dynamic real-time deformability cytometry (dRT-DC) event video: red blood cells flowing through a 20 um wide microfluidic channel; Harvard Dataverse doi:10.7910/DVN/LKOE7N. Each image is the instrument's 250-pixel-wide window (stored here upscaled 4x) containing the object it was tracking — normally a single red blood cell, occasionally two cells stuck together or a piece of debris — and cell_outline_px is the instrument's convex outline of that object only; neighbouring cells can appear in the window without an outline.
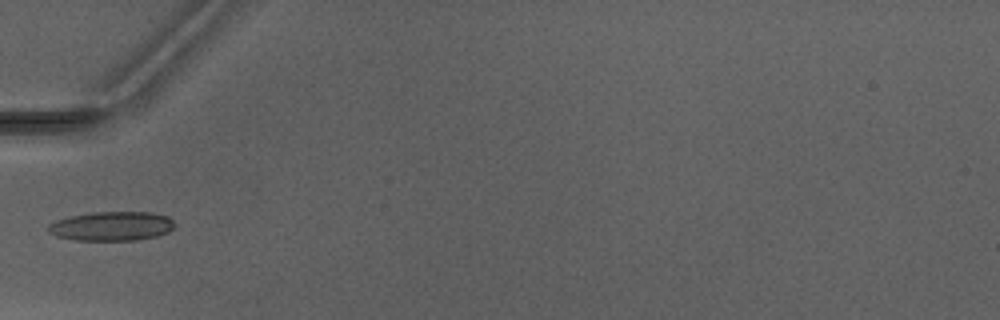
{"species": "Egyptian fruit bat (a non-hibernating species)", "species_latin": "Rousettus aegyptiacus", "temperature_condition": "warm", "stored_images_in_passage": 7, "camera_frame_rate_fps": 3000, "um_per_image_px": 0.085, "animal": {"sex": "male"}, "frame": {"image": 1, "passage_image": 6, "time_ms": 6.0, "image_size_px": [1000, 320], "cell_outline_px": [[172, 228], [168, 232], [156, 236], [140, 240], [76, 240], [56, 236], [48, 232], [48, 224], [56, 220], [68, 216], [92, 212], [152, 212], [168, 216], [172, 220]], "centroid_in_image_um": [9.46, 19.22], "position_along_channel_um": 75.5, "area_um2": 21.56}}
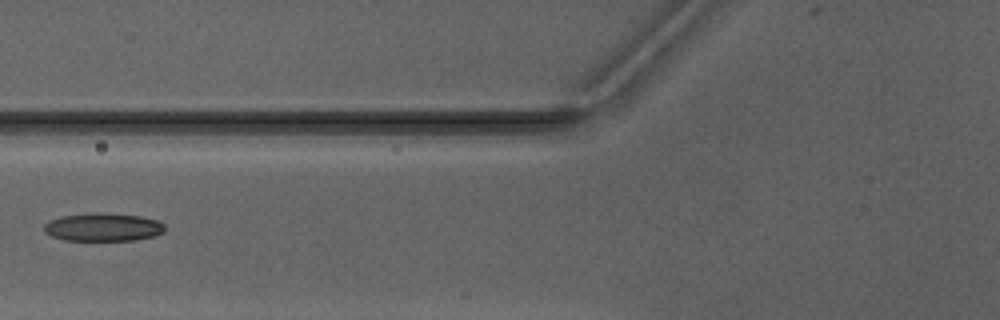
{"frame": {"image": 2, "passage_image": 7, "time_ms": 7.0, "image_size_px": [1000, 320], "cell_outline_px": [[164, 232], [156, 236], [136, 240], [64, 240], [52, 236], [44, 232], [44, 224], [48, 220], [60, 216], [88, 212], [100, 212], [140, 216], [156, 220], [164, 224]], "centroid_in_image_um": [8.74, 19.29], "position_along_channel_um": 117.1, "area_um2": 20.06}}